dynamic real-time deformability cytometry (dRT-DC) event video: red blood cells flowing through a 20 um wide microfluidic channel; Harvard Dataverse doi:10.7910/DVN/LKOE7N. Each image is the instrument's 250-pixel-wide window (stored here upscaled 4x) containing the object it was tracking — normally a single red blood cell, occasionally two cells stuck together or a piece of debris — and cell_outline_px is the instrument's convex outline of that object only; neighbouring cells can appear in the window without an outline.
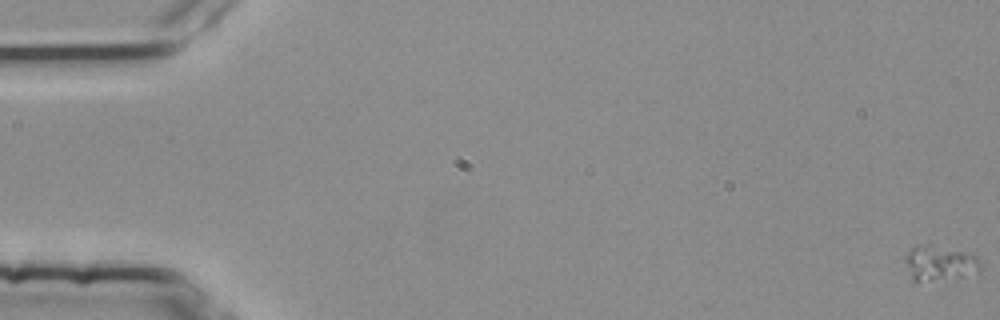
{"species": "common noctule bat (a hibernating species)", "species_latin": "Nyctalus noctula", "temperature_condition": "room temperature", "stored_images_in_passage": 56, "camera_frame_rate_fps": 3000, "um_per_image_px": 0.085, "animal": {"sex": "female", "body_mass_g": 25.1}, "frame": {"image": 1, "passage_image": 1, "time_ms": 0.0, "image_size_px": [1000, 320], "cell_outline_px": [[980, 272], [912, 284], [904, 260], [904, 256], [916, 244], [932, 244], [976, 256], [980, 264]], "centroid_in_image_um": [79.76, 22.38], "position_along_channel_um": 5.2, "area_um2": 15.43}}
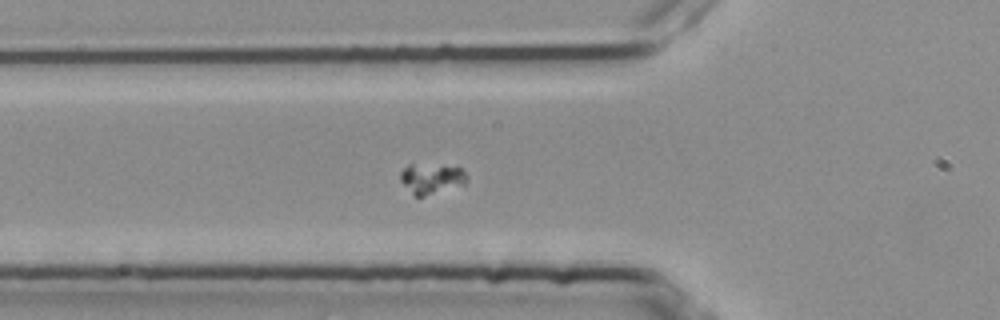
{"frame": {"image": 2, "passage_image": 21, "time_ms": 6.667, "image_size_px": [1000, 320], "cell_outline_px": [[468, 176], [464, 184], [424, 196], [416, 196], [400, 180], [400, 172], [408, 164], [412, 164], [460, 168]], "centroid_in_image_um": [36.65, 15.18], "position_along_channel_um": 89.1, "area_um2": 11.21}}
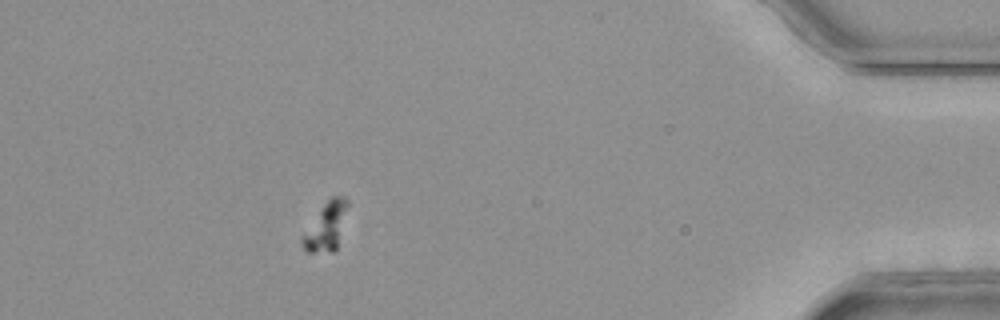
{"frame": {"image": 3, "passage_image": 51, "time_ms": 16.667, "image_size_px": [1000, 320], "cell_outline_px": [[348, 204], [336, 248], [332, 252], [308, 252], [300, 244], [300, 236], [328, 200], [332, 196], [344, 196], [348, 200]], "centroid_in_image_um": [27.68, 19.27], "position_along_channel_um": 407.5, "area_um2": 12.31}}